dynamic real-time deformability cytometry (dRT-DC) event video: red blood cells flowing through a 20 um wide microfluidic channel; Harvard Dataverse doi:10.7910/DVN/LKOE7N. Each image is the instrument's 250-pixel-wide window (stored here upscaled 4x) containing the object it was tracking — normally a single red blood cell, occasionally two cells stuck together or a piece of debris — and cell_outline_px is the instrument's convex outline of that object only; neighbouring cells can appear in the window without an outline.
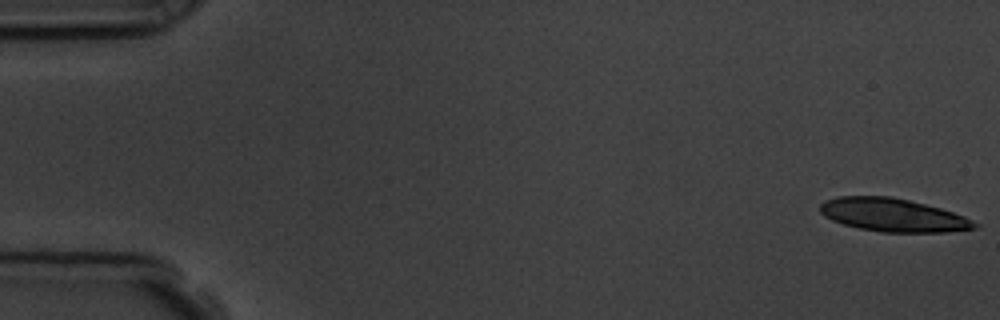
{"species": "common noctule bat (a hibernating species)", "species_latin": "Nyctalus noctula", "temperature_condition": "room temperature", "stored_images_in_passage": 5, "camera_frame_rate_fps": 3000, "um_per_image_px": 0.085, "animal": {"sex": "male", "body_mass_g": 19.5, "forearm_length_mm": 54.6}, "frame": {"image": 1, "passage_image": 1, "time_ms": 0.0, "image_size_px": [1000, 320], "cell_outline_px": [[980, 224], [976, 228], [944, 232], [880, 232], [860, 228], [844, 224], [832, 220], [824, 216], [820, 212], [820, 204], [824, 200], [840, 196], [892, 196], [940, 208], [964, 216]], "centroid_in_image_um": [75.89, 18.27], "position_along_channel_um": 9.1, "area_um2": 29.77}}